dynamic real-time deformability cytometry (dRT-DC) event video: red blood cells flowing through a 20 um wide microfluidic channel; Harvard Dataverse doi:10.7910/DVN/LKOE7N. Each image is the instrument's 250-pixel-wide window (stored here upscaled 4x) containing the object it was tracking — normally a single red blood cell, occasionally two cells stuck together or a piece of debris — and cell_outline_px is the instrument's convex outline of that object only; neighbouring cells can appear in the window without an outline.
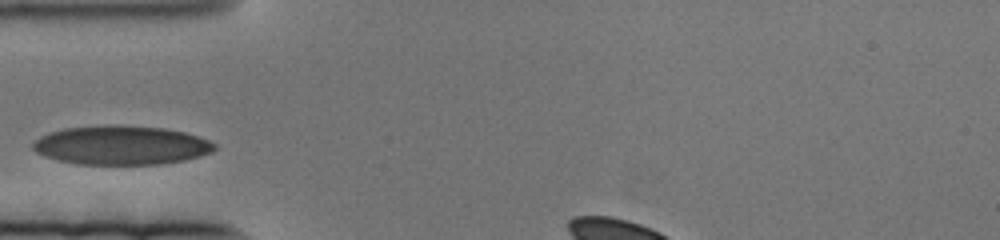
{"species": "human", "species_latin": "Homo sapiens", "temperature_condition": "cold", "stored_images_in_passage": 35, "camera_frame_rate_fps": 3000, "um_per_image_px": 0.085, "donor": {"sex": "female"}, "frame": {"image": 1, "passage_image": 1, "time_ms": 0.0, "image_size_px": [1000, 240], "cell_outline_px": [[216, 148], [212, 152], [200, 156], [184, 160], [160, 164], [76, 164], [56, 160], [44, 156], [36, 152], [32, 148], [32, 144], [40, 136], [48, 132], [64, 128], [104, 124], [120, 124], [164, 128], [184, 132], [208, 140], [216, 144]], "centroid_in_image_um": [10.27, 12.33], "position_along_channel_um": 74.7, "area_um2": 41.67}}
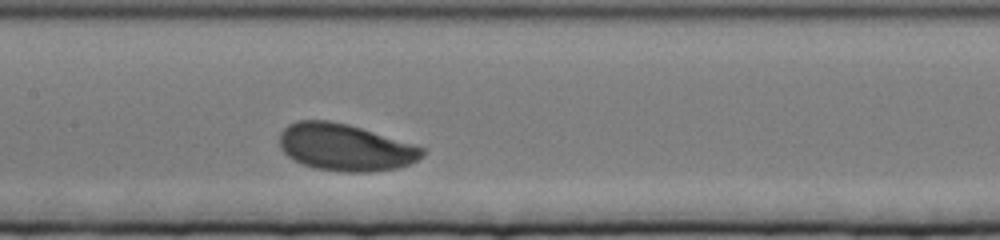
{"frame": {"image": 2, "passage_image": 14, "time_ms": 4.333, "image_size_px": [1000, 240], "cell_outline_px": [[424, 156], [408, 164], [396, 168], [368, 172], [344, 172], [316, 168], [304, 164], [288, 156], [280, 148], [280, 132], [288, 124], [296, 120], [328, 120], [348, 124], [412, 144], [424, 148]], "centroid_in_image_um": [29.31, 12.51], "position_along_channel_um": 178.1, "area_um2": 38.73}}
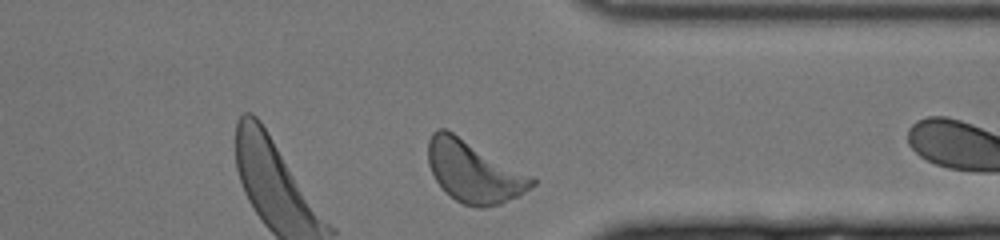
{"frame": {"image": 3, "passage_image": 33, "time_ms": 10.667, "image_size_px": [1000, 240], "cell_outline_px": [[536, 184], [516, 196], [500, 204], [480, 208], [464, 204], [456, 200], [444, 192], [436, 180], [428, 164], [428, 140], [432, 132], [436, 128], [444, 128], [452, 132], [536, 176]], "centroid_in_image_um": [40.29, 14.57], "position_along_channel_um": 371.1, "area_um2": 37.45}}